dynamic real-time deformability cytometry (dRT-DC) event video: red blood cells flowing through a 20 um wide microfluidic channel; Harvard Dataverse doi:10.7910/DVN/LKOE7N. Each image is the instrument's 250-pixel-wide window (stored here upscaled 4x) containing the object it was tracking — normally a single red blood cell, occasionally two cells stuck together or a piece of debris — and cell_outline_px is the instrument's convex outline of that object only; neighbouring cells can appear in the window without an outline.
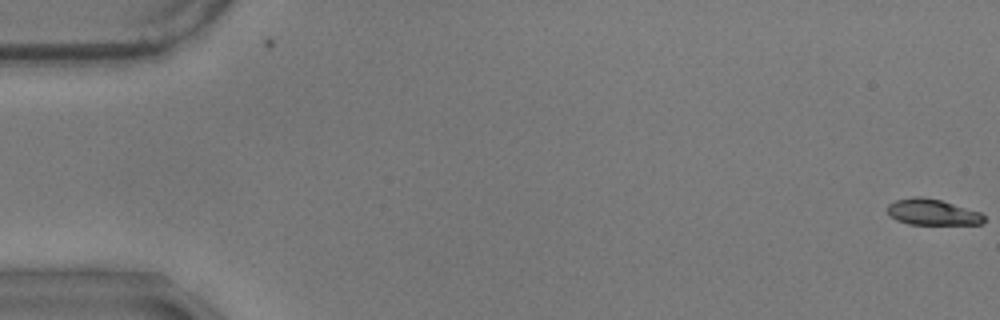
{"species": "common noctule bat (a hibernating species)", "species_latin": "Nyctalus noctula", "temperature_condition": "warm", "stored_images_in_passage": 2, "camera_frame_rate_fps": 3000, "um_per_image_px": 0.085, "animal": {"sex": "male", "body_mass_g": 17.9}, "frame": {"image": 1, "passage_image": 2, "time_ms": 0.333, "image_size_px": [1000, 320], "cell_outline_px": [[984, 220], [980, 224], [908, 224], [896, 220], [888, 216], [888, 204], [896, 200], [916, 196], [920, 196], [940, 200], [980, 212], [984, 216]], "centroid_in_image_um": [79.21, 18.03], "position_along_channel_um": 5.8, "area_um2": 14.51}}